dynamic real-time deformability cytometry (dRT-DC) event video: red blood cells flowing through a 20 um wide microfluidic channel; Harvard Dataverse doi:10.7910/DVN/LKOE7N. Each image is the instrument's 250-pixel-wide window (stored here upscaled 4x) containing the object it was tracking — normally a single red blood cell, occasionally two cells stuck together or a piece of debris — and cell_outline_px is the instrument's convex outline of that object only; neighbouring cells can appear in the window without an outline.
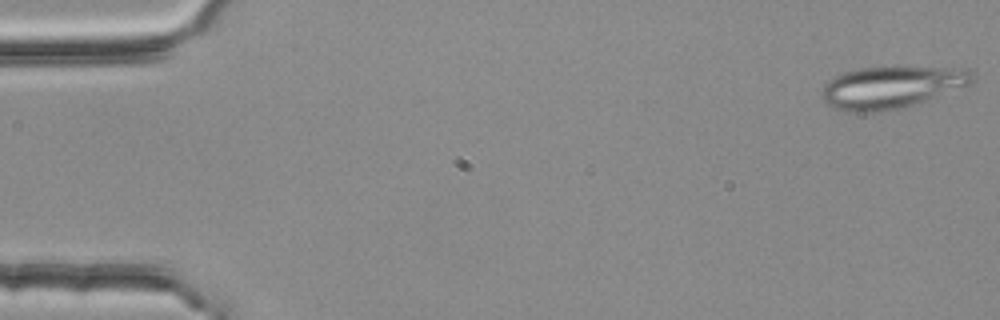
{"species": "common noctule bat (a hibernating species)", "species_latin": "Nyctalus noctula", "temperature_condition": "room temperature", "stored_images_in_passage": 4, "camera_frame_rate_fps": 3000, "um_per_image_px": 0.085, "animal": {"sex": "female", "body_mass_g": 25.1}, "frame": {"image": 1, "passage_image": 1, "time_ms": 0.0, "image_size_px": [1000, 320], "cell_outline_px": [[976, 76], [968, 84], [904, 108], [880, 112], [848, 112], [832, 108], [824, 104], [820, 96], [820, 92], [824, 84], [828, 80], [844, 72], [860, 68], [896, 64], [900, 64], [972, 68]], "centroid_in_image_um": [75.76, 7.36], "position_along_channel_um": 9.2, "area_um2": 38.49}}